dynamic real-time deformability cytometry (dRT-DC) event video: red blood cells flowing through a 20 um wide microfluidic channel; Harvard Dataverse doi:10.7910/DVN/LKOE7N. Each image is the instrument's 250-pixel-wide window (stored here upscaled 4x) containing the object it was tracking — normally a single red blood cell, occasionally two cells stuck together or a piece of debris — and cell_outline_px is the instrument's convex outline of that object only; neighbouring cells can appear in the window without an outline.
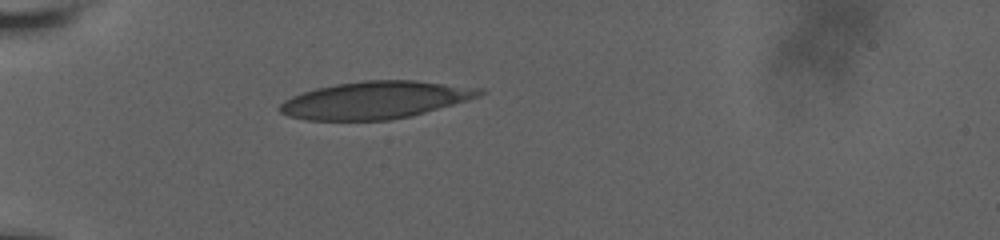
{"species": "human", "species_latin": "Homo sapiens", "temperature_condition": "room temperature", "stored_images_in_passage": 40, "camera_frame_rate_fps": 3000, "um_per_image_px": 0.085, "donor": {"sex": "male"}, "frame": {"image": 1, "passage_image": 1, "time_ms": 0.0, "image_size_px": [1000, 240], "cell_outline_px": [[484, 92], [480, 96], [468, 100], [424, 112], [392, 120], [308, 120], [288, 116], [280, 112], [276, 108], [284, 100], [292, 96], [316, 88], [336, 84], [364, 80], [416, 80], [484, 88]], "centroid_in_image_um": [31.89, 8.49], "position_along_channel_um": 53.1, "area_um2": 43.41}}
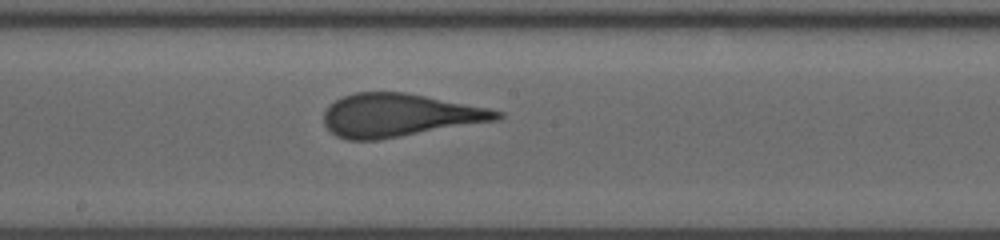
{"frame": {"image": 2, "passage_image": 16, "time_ms": 5.0, "image_size_px": [1000, 240], "cell_outline_px": [[504, 116], [500, 120], [380, 140], [348, 140], [336, 136], [324, 124], [324, 112], [328, 104], [344, 96], [356, 92], [408, 92], [488, 108], [504, 112]], "centroid_in_image_um": [33.96, 9.8], "position_along_channel_um": 214.2, "area_um2": 43.81}}
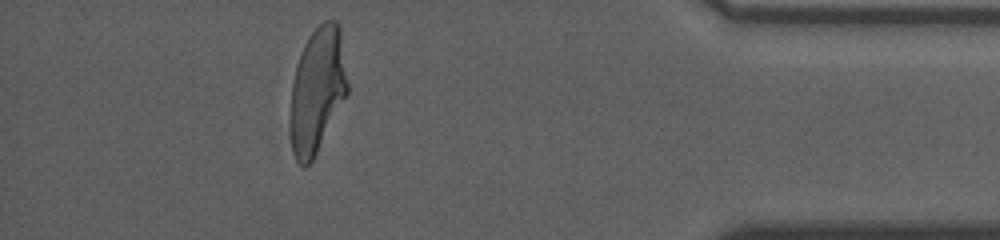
{"frame": {"image": 3, "passage_image": 35, "time_ms": 11.333, "image_size_px": [1000, 240], "cell_outline_px": [[348, 92], [312, 160], [304, 168], [296, 160], [292, 152], [292, 84], [296, 64], [300, 52], [308, 36], [324, 20], [336, 20], [340, 24], [348, 84]], "centroid_in_image_um": [26.99, 7.59], "position_along_channel_um": 408.2, "area_um2": 41.15}, "authors_computed_cell_mechanics": {"area_um2": 43.2055, "velocity_mm_per_s": 3.6674, "shape_relaxation_time_tau1_ms": 6.5294, "shape_relaxation_time_tau2_ms": null, "deformation_change_tau1": 0.2436, "deformation_change_tau2": null}}